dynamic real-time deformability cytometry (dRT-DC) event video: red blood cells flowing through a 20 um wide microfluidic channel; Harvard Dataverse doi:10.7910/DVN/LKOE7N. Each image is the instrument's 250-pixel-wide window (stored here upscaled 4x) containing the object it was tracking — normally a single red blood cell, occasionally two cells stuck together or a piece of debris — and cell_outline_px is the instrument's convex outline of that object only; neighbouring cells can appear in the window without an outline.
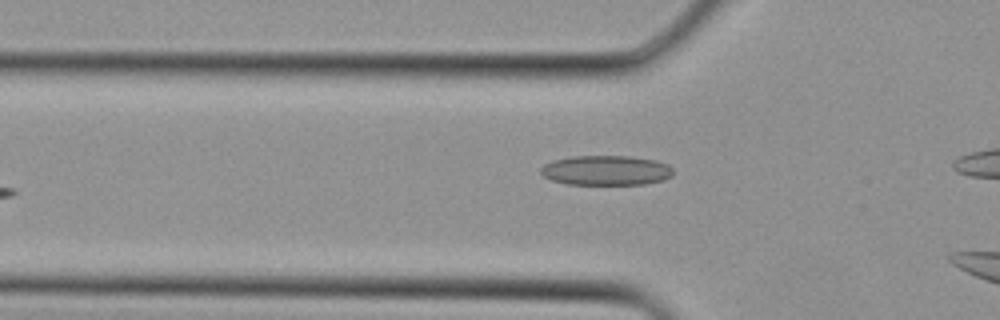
{"species": "Egyptian fruit bat (a non-hibernating species)", "species_latin": "Rousettus aegyptiacus", "temperature_condition": "cold", "stored_images_in_passage": 6, "camera_frame_rate_fps": 3000, "um_per_image_px": 0.085, "animal": {"sex": "female"}, "frame": {"image": 1, "passage_image": 4, "time_ms": 1.0, "image_size_px": [1000, 320], "cell_outline_px": [[672, 176], [664, 180], [644, 184], [568, 184], [552, 180], [544, 176], [540, 172], [540, 168], [544, 164], [552, 160], [572, 156], [628, 156], [656, 160], [668, 164], [672, 168]], "centroid_in_image_um": [51.52, 14.47], "position_along_channel_um": 74.3, "area_um2": 23.06}}